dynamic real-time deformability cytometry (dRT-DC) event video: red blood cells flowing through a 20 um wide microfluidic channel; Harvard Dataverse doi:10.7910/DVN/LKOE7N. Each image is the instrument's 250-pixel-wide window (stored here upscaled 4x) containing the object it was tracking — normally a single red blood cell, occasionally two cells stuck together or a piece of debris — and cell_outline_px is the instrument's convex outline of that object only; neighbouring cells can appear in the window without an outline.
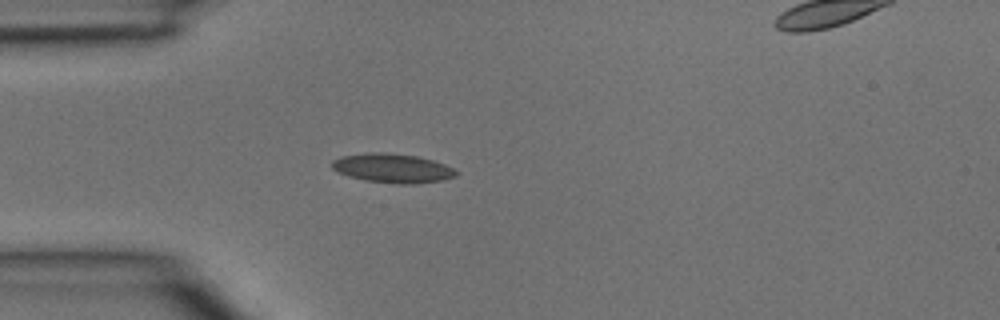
{"species": "common noctule bat (a hibernating species)", "species_latin": "Nyctalus noctula", "temperature_condition": "room temperature", "stored_images_in_passage": 4, "segment_of_instrument_passage": [1, 2], "camera_frame_rate_fps": 3000, "um_per_image_px": 0.085, "animal": {"sex": "male", "body_mass_g": 15.6}, "frame": {"image": 1, "passage_image": 3, "time_ms": 0.667, "image_size_px": [1000, 320], "cell_outline_px": [[460, 172], [456, 176], [444, 180], [416, 184], [396, 184], [364, 180], [348, 176], [336, 172], [332, 168], [332, 160], [340, 156], [364, 152], [384, 152], [416, 156], [432, 160], [444, 164]], "centroid_in_image_um": [33.34, 14.3], "position_along_channel_um": 51.7, "area_um2": 21.39}}